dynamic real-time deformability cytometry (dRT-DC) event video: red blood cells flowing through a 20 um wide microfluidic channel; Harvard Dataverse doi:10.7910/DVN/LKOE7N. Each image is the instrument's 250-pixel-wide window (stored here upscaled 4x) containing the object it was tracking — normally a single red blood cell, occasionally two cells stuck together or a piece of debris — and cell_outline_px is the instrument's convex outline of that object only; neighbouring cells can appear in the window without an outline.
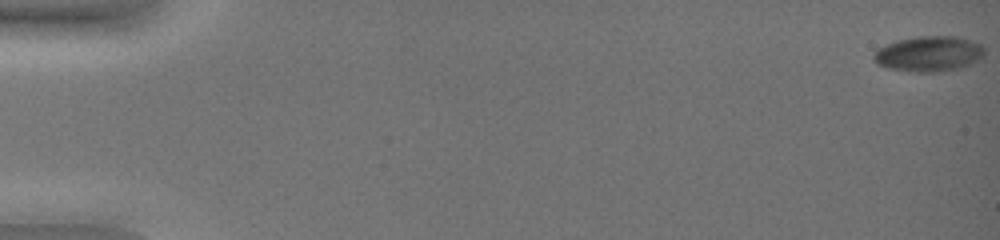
{"species": "common noctule bat (a hibernating species)", "species_latin": "Nyctalus noctula", "temperature_condition": "warm", "stored_images_in_passage": 30, "camera_frame_rate_fps": 3000, "um_per_image_px": 0.085, "animal": {"sex": "female", "body_mass_g": 19.0, "forearm_length_mm": 51.5}, "frame": {"image": 1, "passage_image": 1, "time_ms": 0.0, "image_size_px": [1000, 240], "cell_outline_px": [[984, 56], [968, 64], [956, 68], [936, 72], [916, 72], [888, 68], [876, 64], [872, 60], [872, 56], [880, 48], [888, 44], [900, 40], [920, 36], [956, 36], [980, 44], [984, 48]], "centroid_in_image_um": [78.93, 4.58], "position_along_channel_um": 6.1, "area_um2": 22.43}}
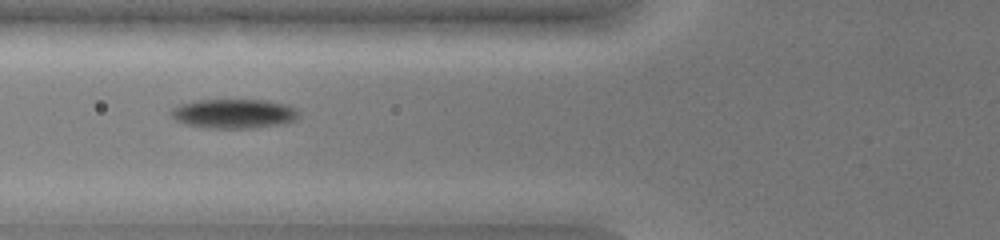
{"frame": {"image": 2, "passage_image": 22, "time_ms": 7.0, "image_size_px": [1000, 240], "cell_outline_px": [[300, 116], [296, 120], [284, 124], [256, 128], [204, 128], [184, 124], [176, 120], [172, 116], [172, 108], [180, 104], [200, 100], [268, 100], [288, 104], [296, 108], [300, 112]], "centroid_in_image_um": [19.96, 9.67], "position_along_channel_um": 105.8, "area_um2": 22.2}}
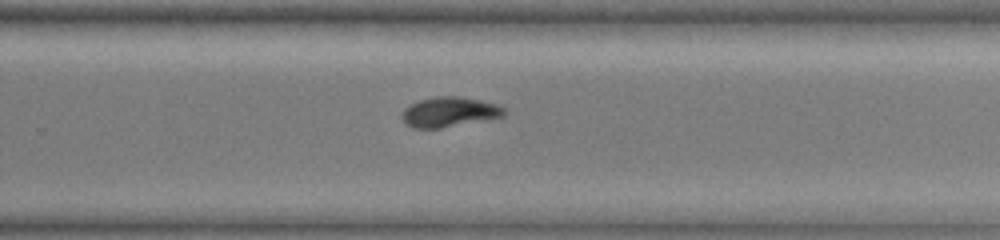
{"frame": {"image": 3, "passage_image": 30, "time_ms": 9.667, "image_size_px": [1000, 240], "cell_outline_px": [[508, 112], [504, 116], [492, 120], [440, 128], [412, 128], [404, 124], [400, 116], [404, 108], [420, 100], [436, 96], [460, 96], [500, 104], [508, 108]], "centroid_in_image_um": [38.27, 9.53], "position_along_channel_um": 291.5, "area_um2": 18.5}}